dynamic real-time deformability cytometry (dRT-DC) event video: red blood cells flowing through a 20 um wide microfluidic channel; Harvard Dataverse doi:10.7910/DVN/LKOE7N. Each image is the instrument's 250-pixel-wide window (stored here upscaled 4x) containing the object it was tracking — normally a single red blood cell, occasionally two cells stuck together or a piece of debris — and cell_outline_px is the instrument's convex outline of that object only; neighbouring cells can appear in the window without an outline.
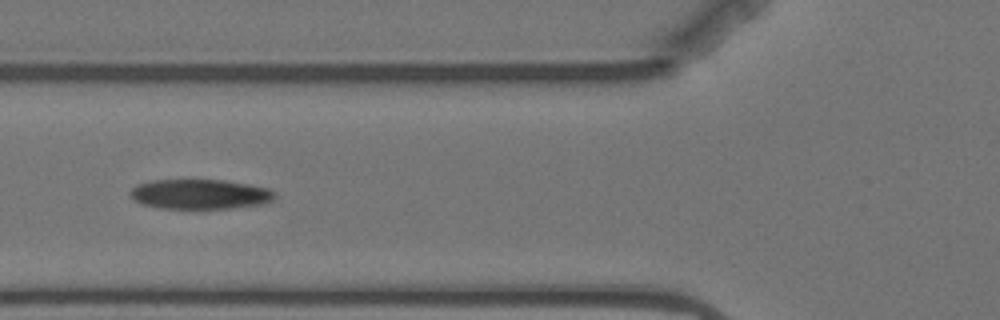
{"species": "Egyptian fruit bat (a non-hibernating species)", "species_latin": "Rousettus aegyptiacus", "temperature_condition": "warm", "stored_images_in_passage": 11, "camera_frame_rate_fps": 3000, "um_per_image_px": 0.085, "animal": {"sex": "female"}, "frame": {"image": 1, "passage_image": 2, "time_ms": 1.0, "image_size_px": [1000, 320], "cell_outline_px": [[276, 196], [272, 200], [264, 204], [232, 208], [160, 208], [140, 204], [132, 200], [128, 196], [132, 188], [140, 184], [152, 180], [224, 180], [248, 184], [268, 188], [276, 192]], "centroid_in_image_um": [16.99, 16.51], "position_along_channel_um": 108.8, "area_um2": 25.26}}
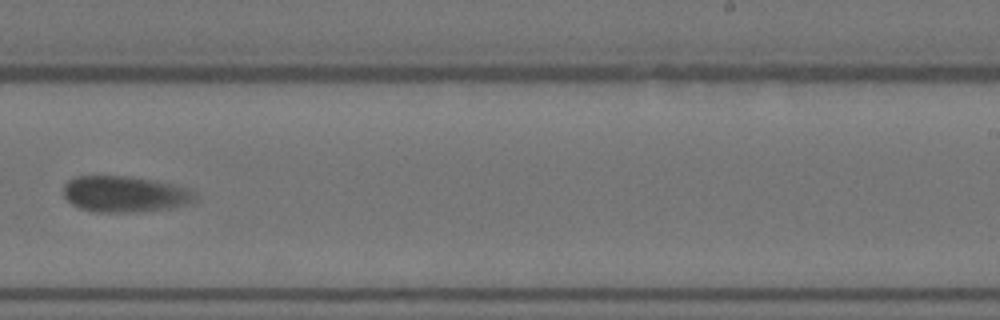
{"frame": {"image": 2, "passage_image": 6, "time_ms": 6.0, "image_size_px": [1000, 320], "cell_outline_px": [[196, 200], [188, 204], [172, 208], [136, 212], [96, 212], [80, 208], [72, 204], [64, 196], [64, 184], [68, 180], [76, 176], [132, 176], [156, 180], [176, 184], [188, 188], [196, 192]], "centroid_in_image_um": [10.65, 16.49], "position_along_channel_um": 278.3, "area_um2": 28.09}}
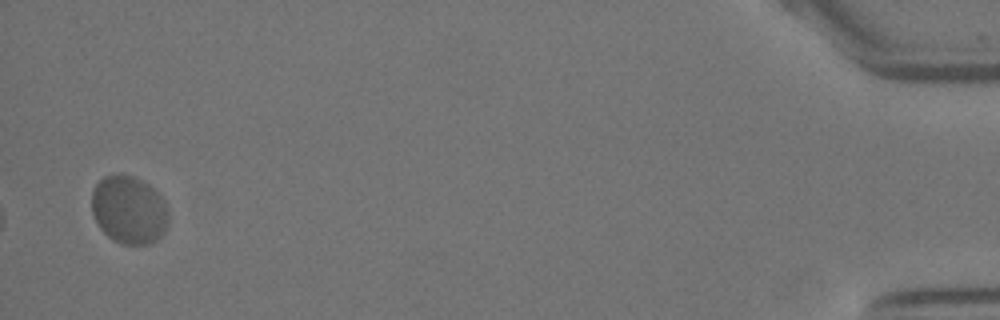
{"frame": {"image": 3, "passage_image": 11, "time_ms": 13.0, "image_size_px": [1000, 320], "cell_outline_px": [[168, 224], [164, 232], [152, 244], [120, 244], [112, 240], [100, 228], [92, 212], [92, 192], [96, 184], [104, 176], [116, 172], [120, 172], [132, 176], [156, 188], [164, 200], [168, 212]], "centroid_in_image_um": [10.97, 17.82], "position_along_channel_um": 424.2, "area_um2": 30.92}}